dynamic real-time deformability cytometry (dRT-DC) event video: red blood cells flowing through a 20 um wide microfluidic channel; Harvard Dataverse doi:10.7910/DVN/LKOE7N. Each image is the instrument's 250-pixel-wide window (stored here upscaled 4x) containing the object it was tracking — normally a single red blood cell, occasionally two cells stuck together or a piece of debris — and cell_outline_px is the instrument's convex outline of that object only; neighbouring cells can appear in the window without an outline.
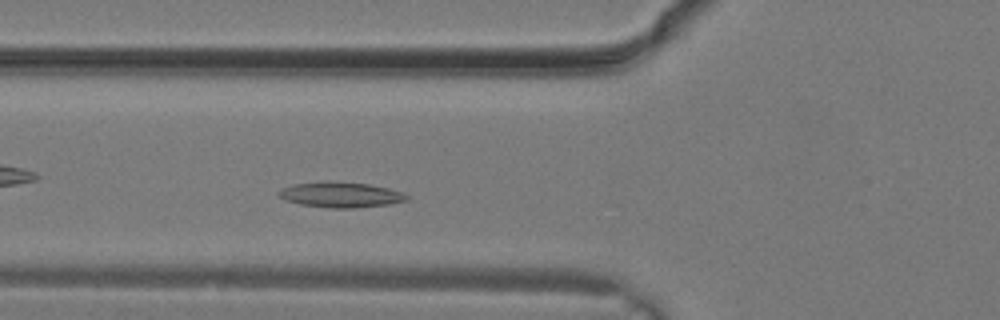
{"species": "common noctule bat (a hibernating species)", "species_latin": "Nyctalus noctula", "temperature_condition": "warm", "stored_images_in_passage": 5, "camera_frame_rate_fps": 3000, "um_per_image_px": 0.085, "animal": {"sex": "male", "body_mass_g": 19.2, "forearm_length_mm": 51.8}, "frame": {"image": 1, "passage_image": 5, "time_ms": 1.333, "image_size_px": [1000, 320], "cell_outline_px": [[408, 200], [392, 204], [352, 208], [332, 208], [300, 204], [284, 200], [276, 192], [292, 184], [328, 180], [368, 184], [388, 188], [404, 192], [408, 196]], "centroid_in_image_um": [28.97, 16.54], "position_along_channel_um": 96.8, "area_um2": 19.13}}